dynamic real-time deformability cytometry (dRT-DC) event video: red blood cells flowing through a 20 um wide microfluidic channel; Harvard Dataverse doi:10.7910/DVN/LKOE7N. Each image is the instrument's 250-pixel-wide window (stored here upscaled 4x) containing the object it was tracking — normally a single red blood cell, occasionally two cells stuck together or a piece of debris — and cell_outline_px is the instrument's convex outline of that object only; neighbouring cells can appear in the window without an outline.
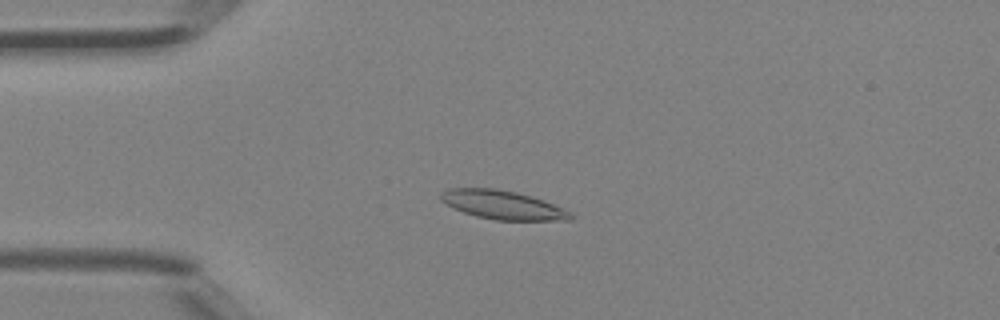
{"species": "Egyptian fruit bat (a non-hibernating species)", "species_latin": "Rousettus aegyptiacus", "temperature_condition": "room temperature", "stored_images_in_passage": 4, "camera_frame_rate_fps": 3000, "um_per_image_px": 0.085, "animal": {"sex": "female"}, "frame": {"image": 1, "passage_image": 3, "time_ms": 0.667, "image_size_px": [1000, 320], "cell_outline_px": [[576, 216], [572, 220], [496, 220], [476, 216], [452, 208], [440, 200], [440, 192], [448, 188], [496, 188], [516, 192], [532, 196], [544, 200], [572, 212]], "centroid_in_image_um": [42.74, 17.41], "position_along_channel_um": 42.3, "area_um2": 21.96}}